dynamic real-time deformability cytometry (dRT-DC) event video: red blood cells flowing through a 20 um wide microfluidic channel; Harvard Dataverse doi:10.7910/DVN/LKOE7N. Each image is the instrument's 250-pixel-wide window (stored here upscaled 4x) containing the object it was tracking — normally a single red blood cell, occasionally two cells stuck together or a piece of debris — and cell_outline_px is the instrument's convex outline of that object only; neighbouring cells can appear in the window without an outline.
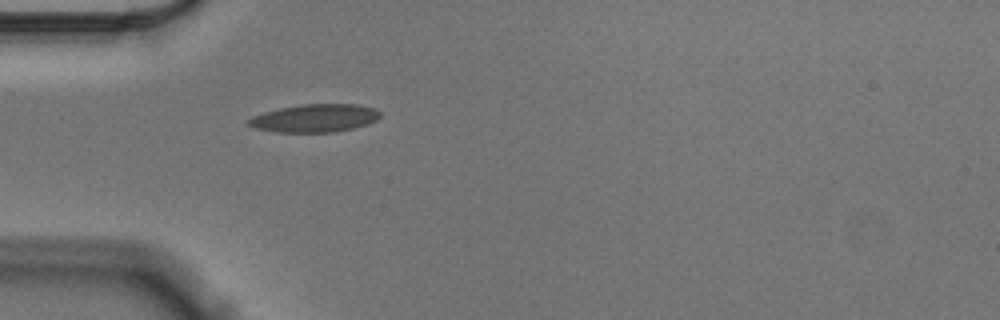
{"species": "Egyptian fruit bat (a non-hibernating species)", "species_latin": "Rousettus aegyptiacus", "temperature_condition": "cold", "stored_images_in_passage": 41, "camera_frame_rate_fps": 3000, "um_per_image_px": 0.085, "animal": {"sex": "male"}, "frame": {"image": 1, "passage_image": 1, "time_ms": 0.0, "image_size_px": [1000, 320], "cell_outline_px": [[380, 116], [376, 120], [368, 124], [352, 128], [332, 132], [276, 132], [256, 128], [248, 124], [244, 120], [252, 116], [264, 112], [280, 108], [300, 104], [356, 104], [372, 108], [380, 112]], "centroid_in_image_um": [26.71, 10.04], "position_along_channel_um": 58.3, "area_um2": 21.39}}
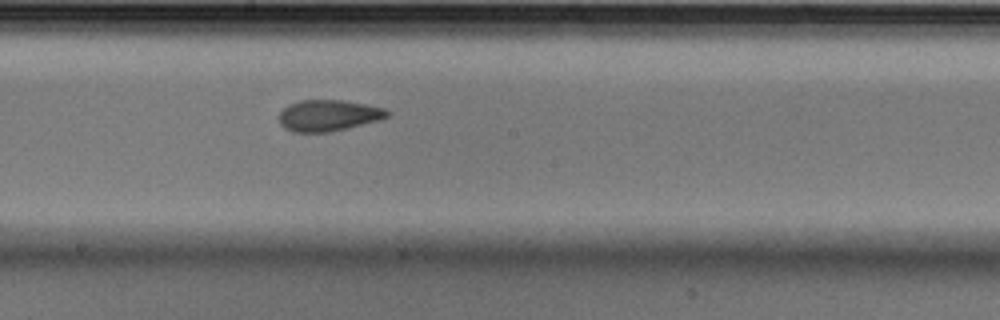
{"frame": {"image": 2, "passage_image": 15, "time_ms": 4.667, "image_size_px": [1000, 320], "cell_outline_px": [[392, 112], [388, 116], [380, 120], [328, 132], [292, 132], [284, 128], [280, 124], [280, 112], [288, 104], [300, 100], [344, 100], [384, 108]], "centroid_in_image_um": [27.91, 9.81], "position_along_channel_um": 220.3, "area_um2": 19.65}}
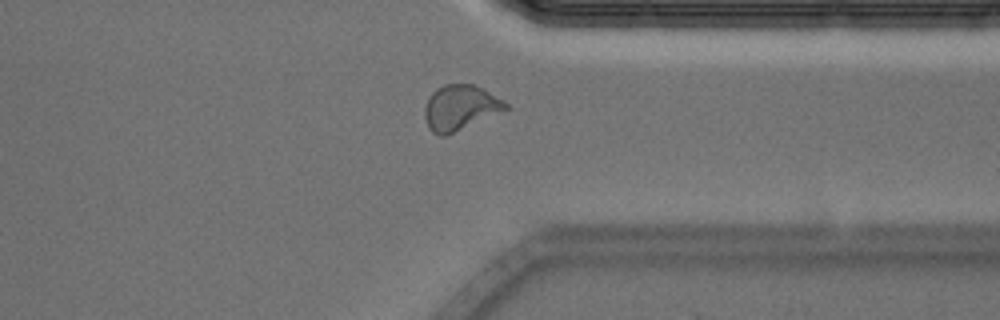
{"frame": {"image": 3, "passage_image": 28, "time_ms": 9.0, "image_size_px": [1000, 320], "cell_outline_px": [[508, 108], [504, 112], [444, 136], [440, 136], [432, 132], [428, 128], [424, 116], [424, 108], [428, 96], [436, 88], [444, 84], [472, 84], [484, 88], [504, 100], [508, 104]], "centroid_in_image_um": [39.12, 9.14], "position_along_channel_um": 372.3, "area_um2": 21.68}, "authors_computed_cell_mechanics": {"area_um2": 20.3456, "velocity_mm_per_s": 3.5377, "shape_relaxation_time_tau1_ms": 7.6715, "shape_relaxation_time_tau2_ms": 2.1995, "deformation_change_tau1": 0.1798, "deformation_change_tau2": 0.085}}